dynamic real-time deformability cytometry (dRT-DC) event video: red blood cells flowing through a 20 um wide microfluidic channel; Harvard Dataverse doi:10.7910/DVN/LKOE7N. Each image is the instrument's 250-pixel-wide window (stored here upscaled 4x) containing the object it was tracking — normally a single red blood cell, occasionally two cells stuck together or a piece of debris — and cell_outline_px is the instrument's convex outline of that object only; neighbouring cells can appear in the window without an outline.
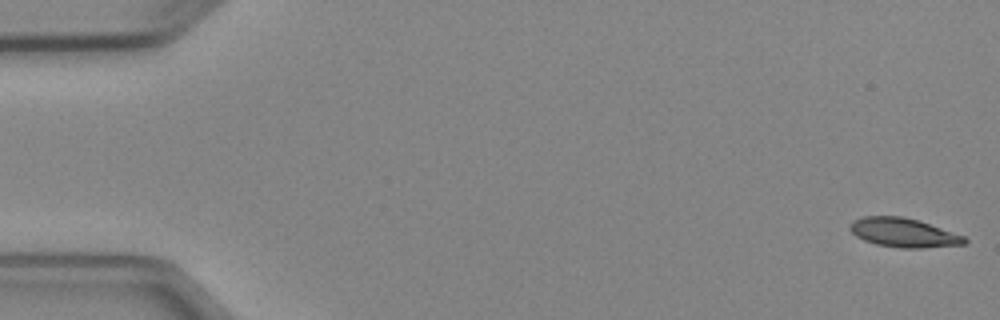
{"species": "Egyptian fruit bat (a non-hibernating species)", "species_latin": "Rousettus aegyptiacus", "temperature_condition": "cold", "stored_images_in_passage": 5, "camera_frame_rate_fps": 3000, "um_per_image_px": 0.085, "animal": {"sex": "female"}, "frame": {"image": 1, "passage_image": 1, "time_ms": 0.0, "image_size_px": [1000, 320], "cell_outline_px": [[968, 240], [964, 244], [920, 248], [900, 248], [876, 244], [864, 240], [856, 236], [848, 228], [848, 224], [852, 220], [864, 216], [904, 216], [964, 236]], "centroid_in_image_um": [76.73, 19.77], "position_along_channel_um": 8.3, "area_um2": 19.25}}
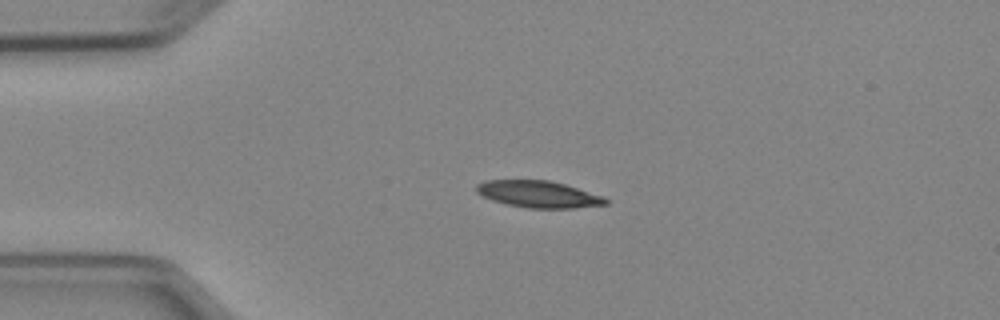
{"frame": {"image": 2, "passage_image": 4, "time_ms": 3.667, "image_size_px": [1000, 320], "cell_outline_px": [[608, 204], [572, 208], [528, 208], [508, 204], [492, 200], [476, 192], [476, 184], [484, 180], [548, 180], [564, 184], [604, 196], [608, 200]], "centroid_in_image_um": [45.77, 16.5], "position_along_channel_um": 39.2, "area_um2": 20.06}}